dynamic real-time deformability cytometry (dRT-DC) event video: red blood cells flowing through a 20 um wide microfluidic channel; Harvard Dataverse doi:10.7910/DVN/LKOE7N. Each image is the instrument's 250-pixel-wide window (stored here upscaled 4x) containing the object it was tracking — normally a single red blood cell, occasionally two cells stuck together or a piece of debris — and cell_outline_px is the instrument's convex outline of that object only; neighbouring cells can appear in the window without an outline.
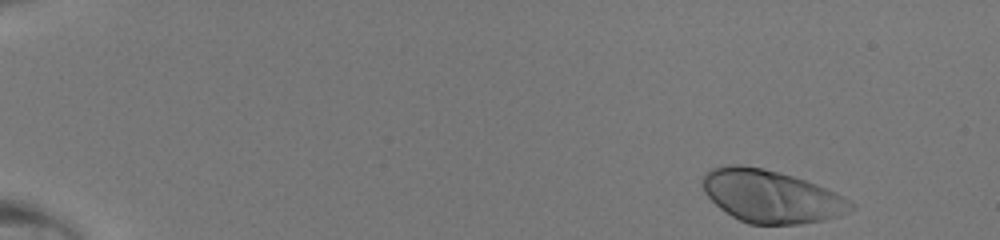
{"species": "human", "species_latin": "Homo sapiens", "temperature_condition": "room temperature", "stored_images_in_passage": 44, "camera_frame_rate_fps": 3000, "um_per_image_px": 0.085, "donor": {"sex": "male"}, "frame": {"image": 1, "passage_image": 1, "time_ms": 0.0, "image_size_px": [1000, 240], "cell_outline_px": [[856, 208], [840, 216], [824, 220], [800, 224], [748, 224], [732, 216], [720, 208], [704, 192], [704, 176], [712, 168], [724, 164], [740, 164], [764, 168], [792, 176], [816, 184], [836, 192], [856, 204]], "centroid_in_image_um": [65.58, 16.69], "position_along_channel_um": 19.4, "area_um2": 45.43}}
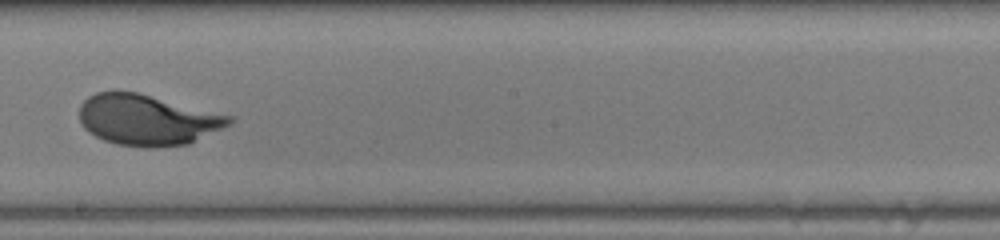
{"frame": {"image": 2, "passage_image": 26, "time_ms": 8.333, "image_size_px": [1000, 240], "cell_outline_px": [[236, 116], [232, 124], [188, 144], [152, 148], [148, 148], [116, 144], [104, 140], [88, 132], [84, 128], [80, 120], [80, 104], [88, 96], [96, 92], [112, 88], [116, 88], [136, 92]], "centroid_in_image_um": [12.53, 10.16], "position_along_channel_um": 235.7, "area_um2": 45.14}}
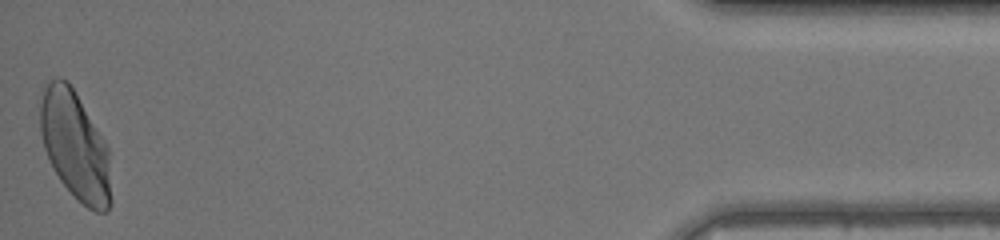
{"frame": {"image": 3, "passage_image": 44, "time_ms": 14.333, "image_size_px": [1000, 240], "cell_outline_px": [[112, 200], [108, 212], [96, 212], [88, 208], [60, 180], [44, 148], [40, 132], [40, 104], [44, 88], [48, 80], [56, 76], [60, 76], [68, 80], [108, 148]], "centroid_in_image_um": [6.38, 12.36], "position_along_channel_um": 428.8, "area_um2": 44.33}}